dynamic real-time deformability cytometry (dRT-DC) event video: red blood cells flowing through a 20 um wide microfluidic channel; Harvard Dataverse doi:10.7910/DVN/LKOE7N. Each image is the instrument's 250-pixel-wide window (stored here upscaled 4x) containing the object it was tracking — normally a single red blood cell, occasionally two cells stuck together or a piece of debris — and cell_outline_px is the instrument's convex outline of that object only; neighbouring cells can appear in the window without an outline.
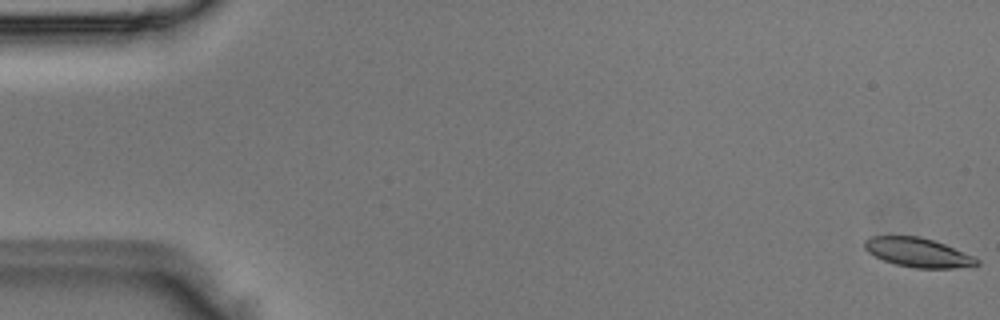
{"species": "Egyptian fruit bat (a non-hibernating species)", "species_latin": "Rousettus aegyptiacus", "temperature_condition": "room temperature", "stored_images_in_passage": 5, "camera_frame_rate_fps": 3000, "um_per_image_px": 0.085, "animal": {"sex": "male"}, "frame": {"image": 1, "passage_image": 1, "time_ms": 0.0, "image_size_px": [1000, 320], "cell_outline_px": [[980, 264], [952, 268], [916, 268], [896, 264], [884, 260], [868, 252], [864, 248], [864, 240], [872, 236], [920, 236], [944, 244], [972, 256], [980, 260]], "centroid_in_image_um": [78.0, 21.45], "position_along_channel_um": 7.0, "area_um2": 18.79}}
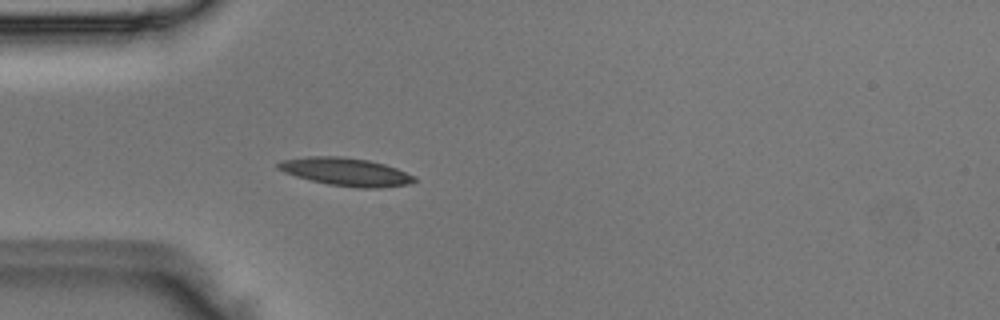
{"frame": {"image": 2, "passage_image": 5, "time_ms": 1.333, "image_size_px": [1000, 320], "cell_outline_px": [[416, 180], [408, 184], [380, 188], [356, 188], [328, 184], [296, 176], [284, 172], [276, 168], [276, 164], [284, 160], [308, 156], [344, 156], [368, 160], [384, 164], [396, 168], [416, 176]], "centroid_in_image_um": [29.41, 14.6], "position_along_channel_um": 55.6, "area_um2": 22.2}}